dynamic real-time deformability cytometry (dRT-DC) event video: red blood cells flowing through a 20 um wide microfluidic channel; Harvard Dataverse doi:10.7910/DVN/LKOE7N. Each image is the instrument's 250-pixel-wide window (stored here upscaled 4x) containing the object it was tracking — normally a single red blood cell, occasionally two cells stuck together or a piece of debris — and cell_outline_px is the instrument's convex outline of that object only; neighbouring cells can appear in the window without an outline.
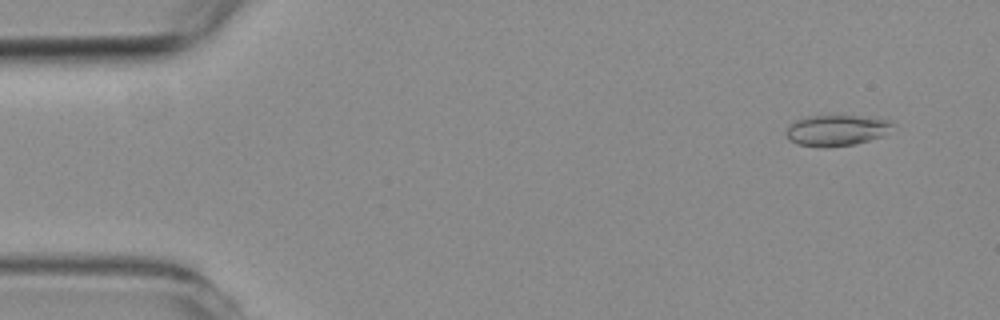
{"species": "common noctule bat (a hibernating species)", "species_latin": "Nyctalus noctula", "temperature_condition": "room temperature", "stored_images_in_passage": 4, "camera_frame_rate_fps": 3000, "um_per_image_px": 0.085, "animal": {"sex": "female", "body_mass_g": 19.3, "forearm_length_mm": 54.1}, "frame": {"image": 1, "passage_image": 1, "time_ms": 0.0, "image_size_px": [1000, 320], "cell_outline_px": [[896, 124], [880, 136], [868, 140], [852, 144], [828, 148], [796, 144], [788, 140], [784, 136], [784, 132], [788, 124], [804, 116], [860, 116], [892, 120]], "centroid_in_image_um": [71.02, 11.07], "position_along_channel_um": 14.0, "area_um2": 19.36}}
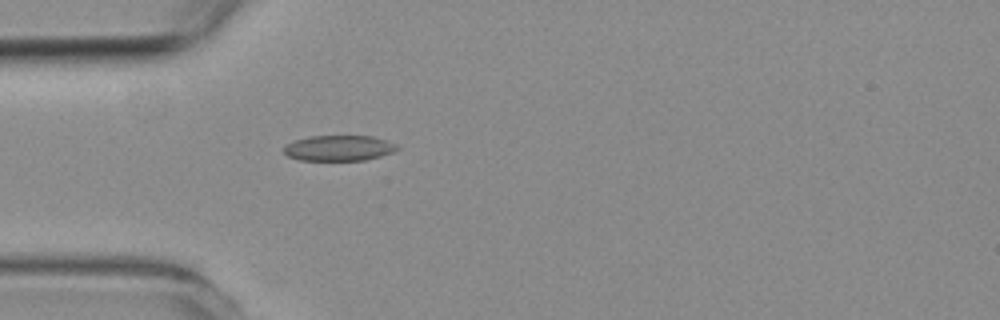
{"frame": {"image": 2, "passage_image": 4, "time_ms": 3.667, "image_size_px": [1000, 320], "cell_outline_px": [[400, 148], [392, 152], [380, 156], [364, 160], [300, 160], [288, 156], [284, 152], [284, 148], [288, 144], [296, 140], [312, 136], [372, 136], [396, 144]], "centroid_in_image_um": [28.82, 12.59], "position_along_channel_um": 56.2, "area_um2": 16.59}}